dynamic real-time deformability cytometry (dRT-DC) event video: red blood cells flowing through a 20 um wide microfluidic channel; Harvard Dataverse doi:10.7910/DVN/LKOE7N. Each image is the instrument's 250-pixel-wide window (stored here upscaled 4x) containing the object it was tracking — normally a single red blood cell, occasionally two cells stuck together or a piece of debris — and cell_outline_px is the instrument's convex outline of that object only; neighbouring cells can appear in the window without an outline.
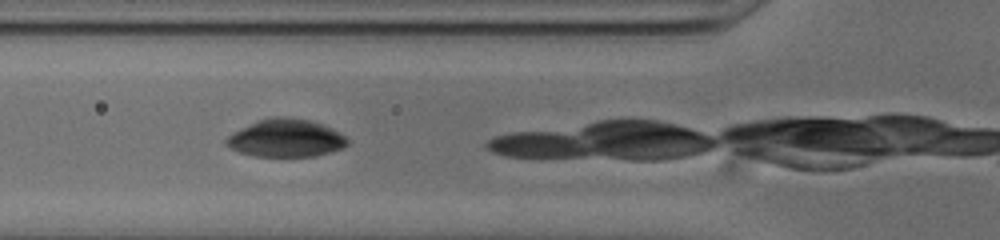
{"species": "common noctule bat (a hibernating species)", "species_latin": "Nyctalus noctula", "temperature_condition": "cold", "stored_images_in_passage": 6, "camera_frame_rate_fps": 3000, "um_per_image_px": 0.085, "animal": {"sex": "male", "body_mass_g": 20.0, "forearm_length_mm": 53.3}, "frame": {"image": 1, "passage_image": 4, "time_ms": 1.0, "image_size_px": [1000, 240], "cell_outline_px": [[348, 144], [344, 148], [332, 152], [316, 156], [256, 156], [240, 152], [224, 144], [224, 140], [232, 132], [260, 120], [276, 116], [280, 116], [308, 120], [332, 128], [340, 132], [348, 140]], "centroid_in_image_um": [24.32, 11.75], "position_along_channel_um": 101.5, "area_um2": 26.47}}